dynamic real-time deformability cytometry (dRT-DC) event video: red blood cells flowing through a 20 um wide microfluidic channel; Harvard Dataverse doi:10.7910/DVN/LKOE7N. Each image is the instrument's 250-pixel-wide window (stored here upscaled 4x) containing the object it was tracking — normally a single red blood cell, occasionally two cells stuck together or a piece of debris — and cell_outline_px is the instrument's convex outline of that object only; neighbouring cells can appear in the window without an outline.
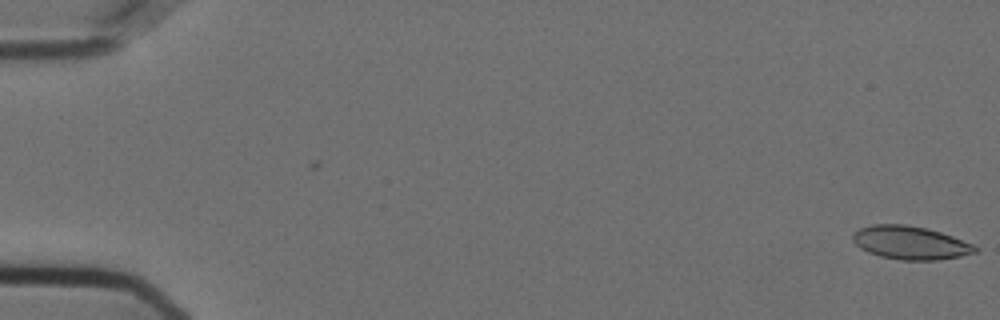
{"species": "Egyptian fruit bat (a non-hibernating species)", "species_latin": "Rousettus aegyptiacus", "temperature_condition": "cold", "stored_images_in_passage": 7, "camera_frame_rate_fps": 3000, "um_per_image_px": 0.085, "animal": {"sex": "female"}, "frame": {"image": 1, "passage_image": 1, "time_ms": 0.0, "image_size_px": [1000, 320], "cell_outline_px": [[976, 252], [960, 256], [940, 260], [900, 260], [880, 256], [868, 252], [860, 248], [852, 240], [852, 236], [860, 228], [872, 224], [904, 224], [924, 228], [940, 232], [952, 236], [972, 244], [976, 248]], "centroid_in_image_um": [77.35, 20.64], "position_along_channel_um": 7.7, "area_um2": 23.52}}